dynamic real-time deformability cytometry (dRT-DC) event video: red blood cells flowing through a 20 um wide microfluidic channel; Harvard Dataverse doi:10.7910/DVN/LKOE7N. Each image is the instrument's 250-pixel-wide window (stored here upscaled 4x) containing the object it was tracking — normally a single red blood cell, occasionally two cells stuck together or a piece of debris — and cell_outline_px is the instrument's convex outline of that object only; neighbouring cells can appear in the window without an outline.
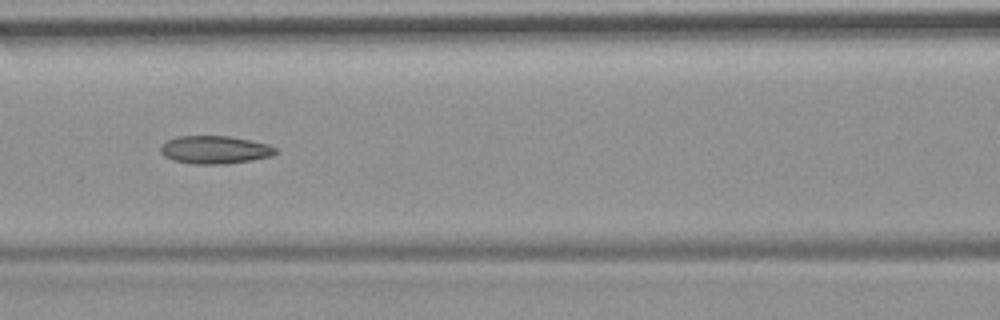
{"species": "common noctule bat (a hibernating species)", "species_latin": "Nyctalus noctula", "temperature_condition": "room temperature", "stored_images_in_passage": 53, "camera_frame_rate_fps": 3000, "um_per_image_px": 0.085, "animal": {"sex": "female", "body_mass_g": 19.9}, "frame": {"image": 1, "passage_image": 23, "time_ms": 7.333, "image_size_px": [1000, 320], "cell_outline_px": [[280, 152], [272, 156], [252, 160], [228, 164], [196, 164], [172, 160], [164, 156], [160, 152], [160, 148], [168, 140], [176, 136], [228, 136], [252, 140], [268, 144], [280, 148]], "centroid_in_image_um": [18.34, 12.73], "position_along_channel_um": 148.3, "area_um2": 19.02}, "authors_computed_cell_mechanics": {"area_um2": 19.3052, "velocity_mm_per_s": 3.7022, "shape_relaxation_time_tau1_ms": null, "shape_relaxation_time_tau2_ms": 5.4395, "deformation_change_tau1": null, "deformation_change_tau2": 0.1342}}